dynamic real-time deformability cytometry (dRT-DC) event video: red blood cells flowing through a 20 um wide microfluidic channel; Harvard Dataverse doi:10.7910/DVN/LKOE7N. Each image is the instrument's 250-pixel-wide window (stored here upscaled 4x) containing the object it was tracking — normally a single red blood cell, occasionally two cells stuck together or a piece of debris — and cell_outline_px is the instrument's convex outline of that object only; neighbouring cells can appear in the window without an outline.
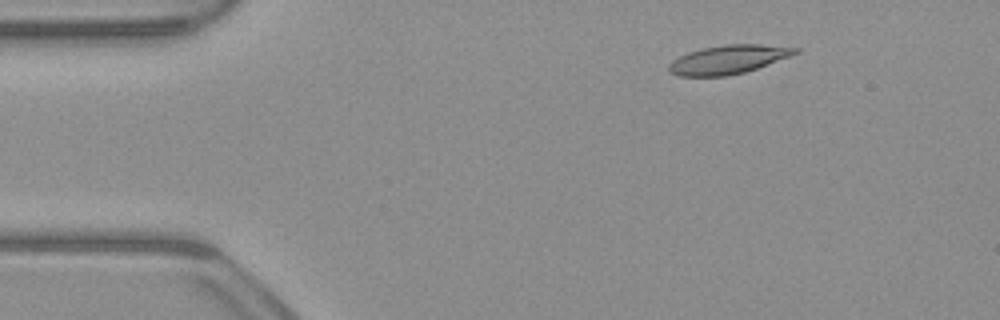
{"species": "common noctule bat (a hibernating species)", "species_latin": "Nyctalus noctula", "temperature_condition": "warm", "stored_images_in_passage": 26, "camera_frame_rate_fps": 3000, "um_per_image_px": 0.085, "animal": {"sex": "male", "body_mass_g": 23.1, "forearm_length_mm": 52.7}, "frame": {"image": 1, "passage_image": 7, "time_ms": 2.0, "image_size_px": [1000, 320], "cell_outline_px": [[800, 52], [792, 56], [744, 72], [728, 76], [676, 76], [668, 72], [668, 64], [672, 60], [688, 52], [704, 48], [724, 44], [760, 44], [800, 48]], "centroid_in_image_um": [61.9, 5.06], "position_along_channel_um": 23.1, "area_um2": 21.27}}
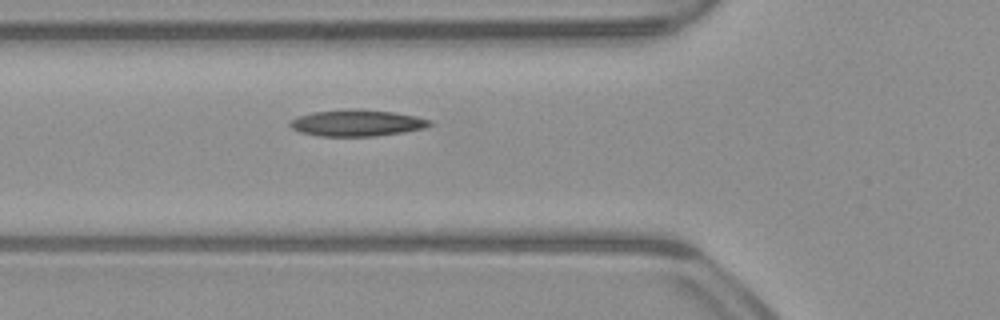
{"frame": {"image": 2, "passage_image": 18, "time_ms": 5.667, "image_size_px": [1000, 320], "cell_outline_px": [[432, 124], [428, 128], [404, 132], [376, 136], [320, 136], [300, 132], [292, 128], [288, 124], [288, 120], [296, 116], [312, 112], [348, 108], [360, 108], [392, 112], [416, 116], [432, 120]], "centroid_in_image_um": [30.33, 10.44], "position_along_channel_um": 95.5, "area_um2": 22.02}}
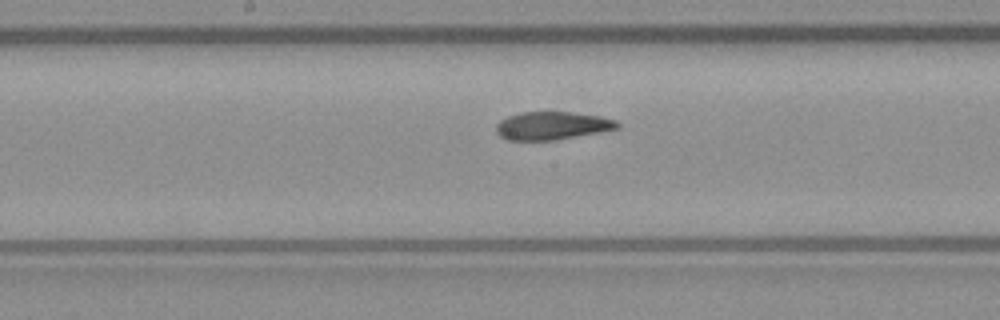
{"frame": {"image": 3, "passage_image": 26, "time_ms": 8.333, "image_size_px": [1000, 320], "cell_outline_px": [[620, 128], [600, 132], [556, 140], [508, 140], [500, 136], [496, 132], [496, 124], [500, 120], [508, 116], [520, 112], [572, 112], [600, 116], [616, 120], [620, 124]], "centroid_in_image_um": [46.94, 10.68], "position_along_channel_um": 201.3, "area_um2": 19.88}}